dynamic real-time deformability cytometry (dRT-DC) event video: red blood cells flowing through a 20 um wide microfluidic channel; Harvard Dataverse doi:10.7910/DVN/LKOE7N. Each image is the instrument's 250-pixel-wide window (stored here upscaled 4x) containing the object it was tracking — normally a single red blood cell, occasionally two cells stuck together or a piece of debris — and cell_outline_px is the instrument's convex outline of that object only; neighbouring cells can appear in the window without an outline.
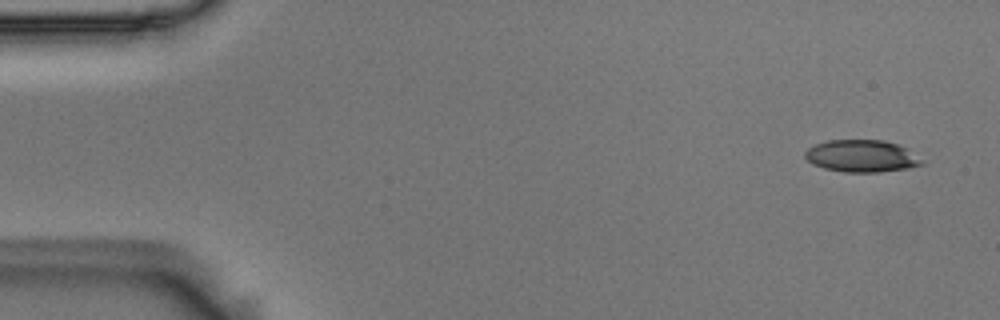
{"species": "Egyptian fruit bat (a non-hibernating species)", "species_latin": "Rousettus aegyptiacus", "temperature_condition": "room temperature", "stored_images_in_passage": 4, "camera_frame_rate_fps": 3000, "um_per_image_px": 0.085, "animal": {"sex": "male"}, "frame": {"image": 1, "passage_image": 1, "time_ms": 0.0, "image_size_px": [1000, 320], "cell_outline_px": [[924, 164], [908, 168], [880, 172], [844, 172], [824, 168], [812, 164], [804, 156], [804, 152], [808, 148], [816, 144], [828, 140], [884, 140], [908, 148], [924, 160]], "centroid_in_image_um": [73.26, 13.26], "position_along_channel_um": 11.7, "area_um2": 22.02}}
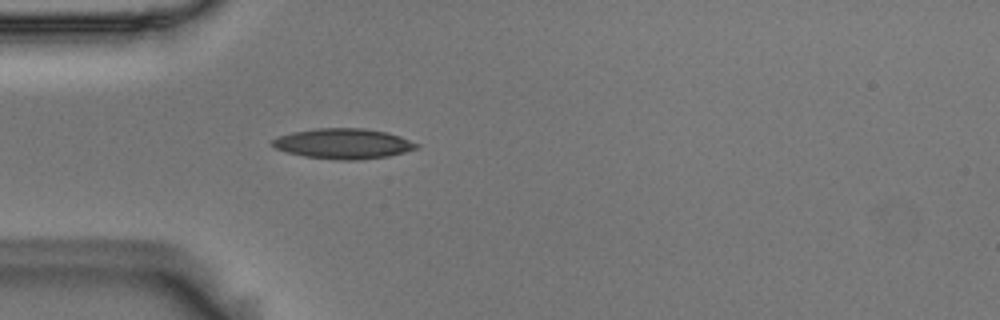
{"frame": {"image": 2, "passage_image": 4, "time_ms": 1.0, "image_size_px": [1000, 320], "cell_outline_px": [[420, 144], [416, 148], [404, 152], [388, 156], [360, 160], [336, 160], [304, 156], [284, 152], [268, 144], [276, 136], [292, 132], [316, 128], [364, 128], [384, 132], [400, 136]], "centroid_in_image_um": [29.12, 12.21], "position_along_channel_um": 55.9, "area_um2": 25.61}}